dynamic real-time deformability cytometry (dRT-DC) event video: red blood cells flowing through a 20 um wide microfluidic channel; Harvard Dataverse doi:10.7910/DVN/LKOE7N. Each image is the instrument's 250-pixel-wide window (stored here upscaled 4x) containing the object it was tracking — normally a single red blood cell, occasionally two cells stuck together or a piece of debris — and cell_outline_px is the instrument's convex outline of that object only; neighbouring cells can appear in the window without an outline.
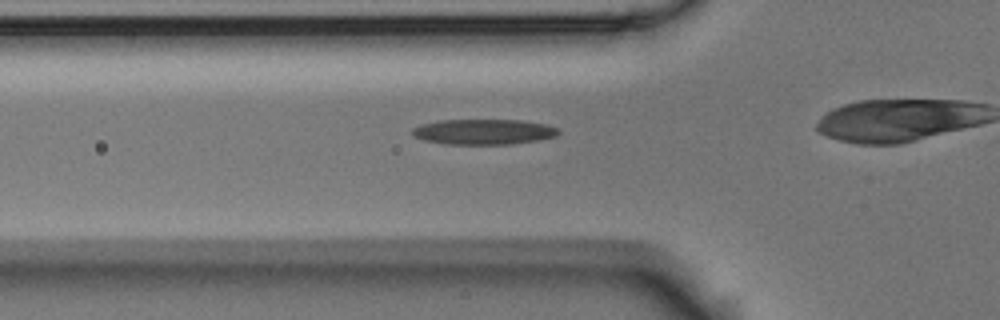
{"species": "Egyptian fruit bat (a non-hibernating species)", "species_latin": "Rousettus aegyptiacus", "temperature_condition": "room temperature", "stored_images_in_passage": 40, "camera_frame_rate_fps": 3000, "um_per_image_px": 0.085, "animal": {"sex": "male"}, "frame": {"image": 1, "passage_image": 14, "time_ms": 4.333, "image_size_px": [1000, 320], "cell_outline_px": [[560, 132], [556, 136], [536, 140], [508, 144], [448, 144], [424, 140], [412, 136], [412, 128], [424, 124], [440, 120], [520, 120], [548, 124], [556, 128]], "centroid_in_image_um": [41.1, 11.2], "position_along_channel_um": 84.7, "area_um2": 21.44}}
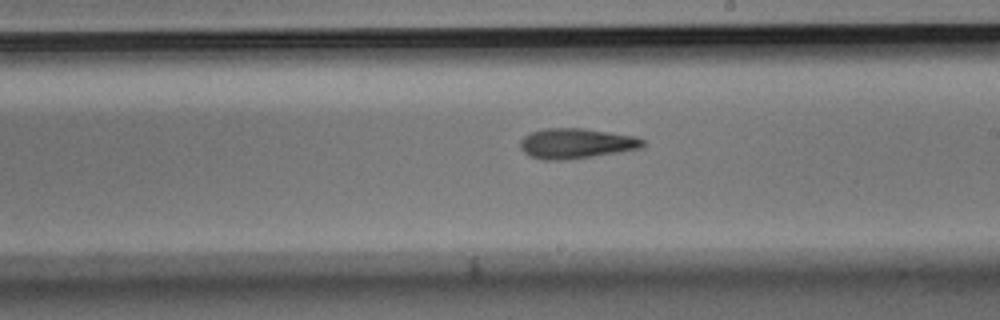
{"frame": {"image": 2, "passage_image": 27, "time_ms": 8.667, "image_size_px": [1000, 320], "cell_outline_px": [[644, 148], [620, 152], [592, 156], [560, 160], [544, 160], [532, 156], [524, 152], [520, 148], [520, 140], [524, 136], [532, 132], [544, 128], [584, 128], [636, 136], [644, 140]], "centroid_in_image_um": [49.0, 12.18], "position_along_channel_um": 240.0, "area_um2": 21.56}}
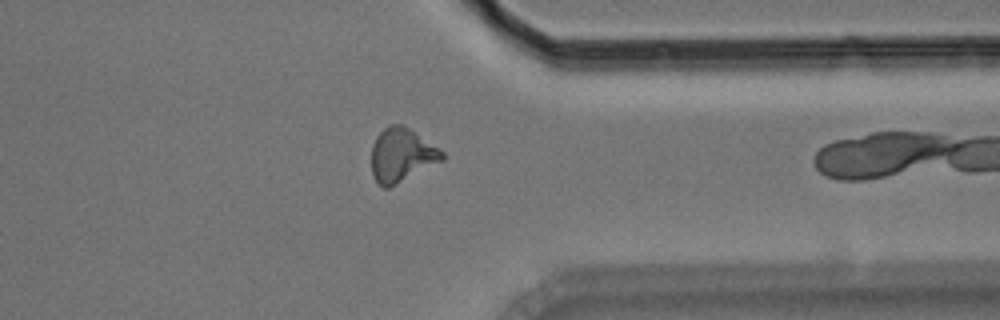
{"frame": {"image": 3, "passage_image": 39, "time_ms": 12.667, "image_size_px": [1000, 320], "cell_outline_px": [[444, 160], [388, 188], [384, 188], [376, 180], [372, 172], [372, 144], [376, 136], [388, 124], [400, 124], [408, 128], [444, 152]], "centroid_in_image_um": [34.12, 13.18], "position_along_channel_um": 377.3, "area_um2": 21.79}}